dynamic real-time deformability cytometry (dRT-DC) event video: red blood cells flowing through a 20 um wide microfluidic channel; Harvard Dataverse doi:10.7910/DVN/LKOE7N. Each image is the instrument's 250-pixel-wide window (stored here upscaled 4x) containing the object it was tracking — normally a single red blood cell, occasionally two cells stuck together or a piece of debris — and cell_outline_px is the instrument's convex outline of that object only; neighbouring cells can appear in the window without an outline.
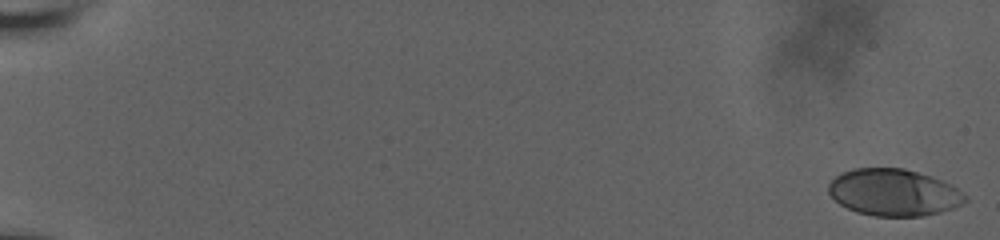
{"species": "human", "species_latin": "Homo sapiens", "temperature_condition": "room temperature", "stored_images_in_passage": 59, "camera_frame_rate_fps": 3000, "um_per_image_px": 0.085, "donor": {"sex": "male"}, "frame": {"image": 1, "passage_image": 1, "time_ms": 0.0, "image_size_px": [1000, 240], "cell_outline_px": [[968, 200], [952, 208], [940, 212], [920, 216], [876, 216], [856, 212], [840, 204], [828, 192], [828, 184], [836, 176], [852, 168], [904, 168], [932, 176], [956, 188], [968, 196]], "centroid_in_image_um": [75.96, 16.35], "position_along_channel_um": 9.0, "area_um2": 37.11}}
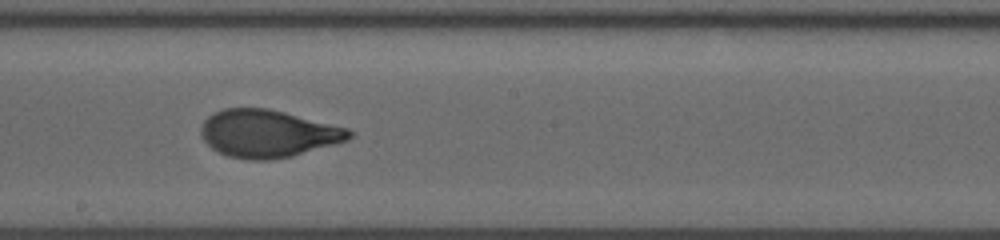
{"frame": {"image": 2, "passage_image": 36, "time_ms": 11.667, "image_size_px": [1000, 240], "cell_outline_px": [[352, 136], [348, 140], [292, 156], [268, 160], [248, 160], [228, 156], [212, 148], [204, 140], [200, 132], [200, 128], [204, 120], [212, 112], [224, 108], [268, 108], [348, 128], [352, 132]], "centroid_in_image_um": [22.74, 11.35], "position_along_channel_um": 225.5, "area_um2": 40.92}}
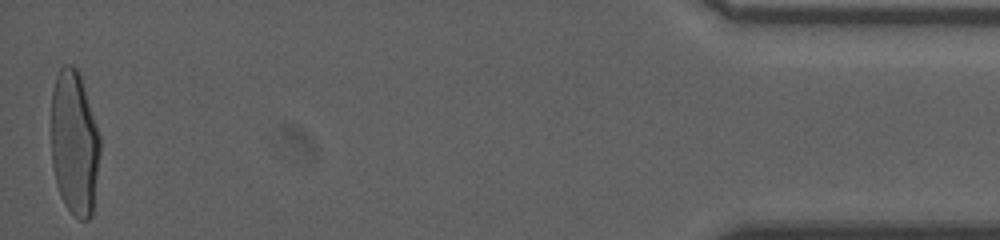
{"frame": {"image": 3, "passage_image": 59, "time_ms": 19.333, "image_size_px": [1000, 240], "cell_outline_px": [[100, 152], [92, 216], [88, 220], [80, 220], [64, 204], [60, 196], [56, 184], [52, 164], [52, 92], [56, 76], [60, 68], [64, 64], [72, 64], [76, 68], [80, 76], [100, 136]], "centroid_in_image_um": [6.32, 12.18], "position_along_channel_um": 428.9, "area_um2": 41.04}, "authors_computed_cell_mechanics": {"area_um2": 40.2288, "velocity_mm_per_s": 3.7035, "shape_relaxation_time_tau1_ms": 3.9661, "shape_relaxation_time_tau2_ms": null, "deformation_change_tau1": 0.2096, "deformation_change_tau2": null}}